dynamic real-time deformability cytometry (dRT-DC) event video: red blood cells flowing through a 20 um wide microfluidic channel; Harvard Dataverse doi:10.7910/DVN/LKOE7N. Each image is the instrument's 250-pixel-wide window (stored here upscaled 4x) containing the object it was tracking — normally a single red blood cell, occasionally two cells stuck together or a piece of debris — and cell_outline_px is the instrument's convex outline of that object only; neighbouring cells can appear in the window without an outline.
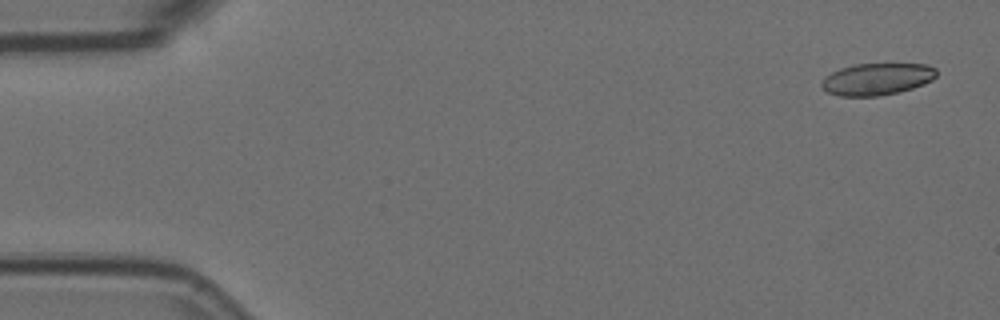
{"species": "Egyptian fruit bat (a non-hibernating species)", "species_latin": "Rousettus aegyptiacus", "temperature_condition": "room temperature", "stored_images_in_passage": 5, "camera_frame_rate_fps": 3000, "um_per_image_px": 0.085, "animal": {"sex": "female"}, "frame": {"image": 1, "passage_image": 1, "time_ms": 0.0, "image_size_px": [1000, 320], "cell_outline_px": [[936, 76], [932, 80], [924, 84], [912, 88], [896, 92], [876, 96], [840, 96], [828, 92], [820, 84], [824, 76], [840, 68], [856, 64], [928, 64], [936, 68]], "centroid_in_image_um": [74.54, 6.71], "position_along_channel_um": 10.5, "area_um2": 21.27}}
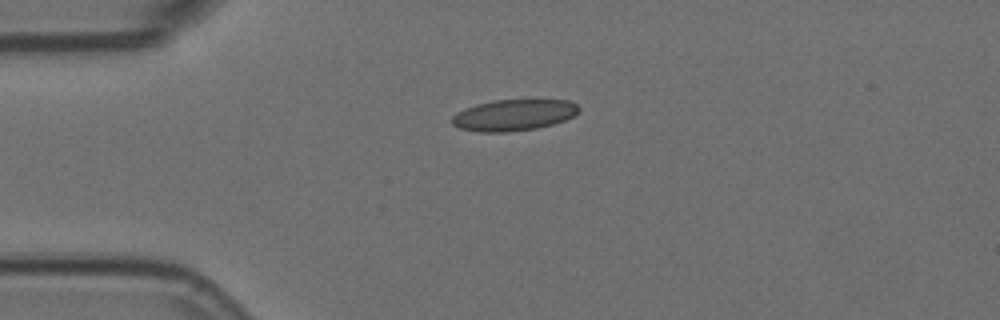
{"frame": {"image": 2, "passage_image": 4, "time_ms": 1.0, "image_size_px": [1000, 320], "cell_outline_px": [[580, 112], [576, 116], [552, 124], [536, 128], [508, 132], [480, 132], [460, 128], [452, 124], [452, 116], [456, 112], [464, 108], [476, 104], [492, 100], [568, 100], [576, 104], [580, 108]], "centroid_in_image_um": [43.67, 9.77], "position_along_channel_um": 41.3, "area_um2": 23.24}}